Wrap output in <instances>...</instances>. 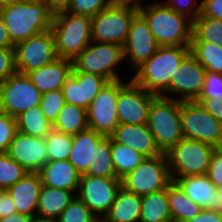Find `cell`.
I'll use <instances>...</instances> for the list:
<instances>
[{"label": "cell", "instance_id": "obj_1", "mask_svg": "<svg viewBox=\"0 0 222 222\" xmlns=\"http://www.w3.org/2000/svg\"><path fill=\"white\" fill-rule=\"evenodd\" d=\"M190 54V47L159 46L154 55L137 67L131 80L156 95L169 98V84L178 66Z\"/></svg>", "mask_w": 222, "mask_h": 222}, {"label": "cell", "instance_id": "obj_2", "mask_svg": "<svg viewBox=\"0 0 222 222\" xmlns=\"http://www.w3.org/2000/svg\"><path fill=\"white\" fill-rule=\"evenodd\" d=\"M53 14L44 3L18 0L0 6V16L14 46L31 36L50 30Z\"/></svg>", "mask_w": 222, "mask_h": 222}, {"label": "cell", "instance_id": "obj_3", "mask_svg": "<svg viewBox=\"0 0 222 222\" xmlns=\"http://www.w3.org/2000/svg\"><path fill=\"white\" fill-rule=\"evenodd\" d=\"M152 1L139 12L159 46L190 47L193 20L163 3Z\"/></svg>", "mask_w": 222, "mask_h": 222}, {"label": "cell", "instance_id": "obj_4", "mask_svg": "<svg viewBox=\"0 0 222 222\" xmlns=\"http://www.w3.org/2000/svg\"><path fill=\"white\" fill-rule=\"evenodd\" d=\"M51 30L59 58L74 60L92 42L91 17L65 10L54 12Z\"/></svg>", "mask_w": 222, "mask_h": 222}, {"label": "cell", "instance_id": "obj_5", "mask_svg": "<svg viewBox=\"0 0 222 222\" xmlns=\"http://www.w3.org/2000/svg\"><path fill=\"white\" fill-rule=\"evenodd\" d=\"M181 101L156 96L150 105L147 126L162 153L168 152L182 138Z\"/></svg>", "mask_w": 222, "mask_h": 222}, {"label": "cell", "instance_id": "obj_6", "mask_svg": "<svg viewBox=\"0 0 222 222\" xmlns=\"http://www.w3.org/2000/svg\"><path fill=\"white\" fill-rule=\"evenodd\" d=\"M125 61L124 47L114 43L92 41L86 49L73 60L75 72H87L100 75L109 82L122 78L117 67ZM117 70V71H116Z\"/></svg>", "mask_w": 222, "mask_h": 222}, {"label": "cell", "instance_id": "obj_7", "mask_svg": "<svg viewBox=\"0 0 222 222\" xmlns=\"http://www.w3.org/2000/svg\"><path fill=\"white\" fill-rule=\"evenodd\" d=\"M213 150L198 140L182 138L166 152L171 178L206 174Z\"/></svg>", "mask_w": 222, "mask_h": 222}, {"label": "cell", "instance_id": "obj_8", "mask_svg": "<svg viewBox=\"0 0 222 222\" xmlns=\"http://www.w3.org/2000/svg\"><path fill=\"white\" fill-rule=\"evenodd\" d=\"M171 182L166 153L146 157L134 170L121 179L122 187L138 196L165 189Z\"/></svg>", "mask_w": 222, "mask_h": 222}, {"label": "cell", "instance_id": "obj_9", "mask_svg": "<svg viewBox=\"0 0 222 222\" xmlns=\"http://www.w3.org/2000/svg\"><path fill=\"white\" fill-rule=\"evenodd\" d=\"M180 119L184 138L222 147V124L198 102L181 101Z\"/></svg>", "mask_w": 222, "mask_h": 222}, {"label": "cell", "instance_id": "obj_10", "mask_svg": "<svg viewBox=\"0 0 222 222\" xmlns=\"http://www.w3.org/2000/svg\"><path fill=\"white\" fill-rule=\"evenodd\" d=\"M41 94L26 74L16 72L0 82V112L16 118L22 112L39 106Z\"/></svg>", "mask_w": 222, "mask_h": 222}, {"label": "cell", "instance_id": "obj_11", "mask_svg": "<svg viewBox=\"0 0 222 222\" xmlns=\"http://www.w3.org/2000/svg\"><path fill=\"white\" fill-rule=\"evenodd\" d=\"M138 13L129 8L115 6L105 8L91 17L92 41L123 46L131 23Z\"/></svg>", "mask_w": 222, "mask_h": 222}, {"label": "cell", "instance_id": "obj_12", "mask_svg": "<svg viewBox=\"0 0 222 222\" xmlns=\"http://www.w3.org/2000/svg\"><path fill=\"white\" fill-rule=\"evenodd\" d=\"M14 52L16 70L22 74L41 68L58 58L55 36L51 29L16 44Z\"/></svg>", "mask_w": 222, "mask_h": 222}, {"label": "cell", "instance_id": "obj_13", "mask_svg": "<svg viewBox=\"0 0 222 222\" xmlns=\"http://www.w3.org/2000/svg\"><path fill=\"white\" fill-rule=\"evenodd\" d=\"M156 95L135 84L131 79L119 80L117 116L120 124H147L149 109Z\"/></svg>", "mask_w": 222, "mask_h": 222}, {"label": "cell", "instance_id": "obj_14", "mask_svg": "<svg viewBox=\"0 0 222 222\" xmlns=\"http://www.w3.org/2000/svg\"><path fill=\"white\" fill-rule=\"evenodd\" d=\"M122 187L119 178L80 175L77 196L101 221Z\"/></svg>", "mask_w": 222, "mask_h": 222}, {"label": "cell", "instance_id": "obj_15", "mask_svg": "<svg viewBox=\"0 0 222 222\" xmlns=\"http://www.w3.org/2000/svg\"><path fill=\"white\" fill-rule=\"evenodd\" d=\"M119 80L108 82L93 99L87 109L89 129L110 137L119 125L117 116V99Z\"/></svg>", "mask_w": 222, "mask_h": 222}, {"label": "cell", "instance_id": "obj_16", "mask_svg": "<svg viewBox=\"0 0 222 222\" xmlns=\"http://www.w3.org/2000/svg\"><path fill=\"white\" fill-rule=\"evenodd\" d=\"M178 73L171 77L169 99L196 100L204 86L206 69L189 54L178 66Z\"/></svg>", "mask_w": 222, "mask_h": 222}, {"label": "cell", "instance_id": "obj_17", "mask_svg": "<svg viewBox=\"0 0 222 222\" xmlns=\"http://www.w3.org/2000/svg\"><path fill=\"white\" fill-rule=\"evenodd\" d=\"M123 47L125 61L131 65L128 67L131 68V72L149 60L157 51L159 45L150 31L147 21L140 13L134 17Z\"/></svg>", "mask_w": 222, "mask_h": 222}, {"label": "cell", "instance_id": "obj_18", "mask_svg": "<svg viewBox=\"0 0 222 222\" xmlns=\"http://www.w3.org/2000/svg\"><path fill=\"white\" fill-rule=\"evenodd\" d=\"M6 154L28 172H38L48 162L45 138L33 137L19 131L14 135Z\"/></svg>", "mask_w": 222, "mask_h": 222}, {"label": "cell", "instance_id": "obj_19", "mask_svg": "<svg viewBox=\"0 0 222 222\" xmlns=\"http://www.w3.org/2000/svg\"><path fill=\"white\" fill-rule=\"evenodd\" d=\"M109 81L97 74L72 71L61 88L65 103L88 109L99 91Z\"/></svg>", "mask_w": 222, "mask_h": 222}, {"label": "cell", "instance_id": "obj_20", "mask_svg": "<svg viewBox=\"0 0 222 222\" xmlns=\"http://www.w3.org/2000/svg\"><path fill=\"white\" fill-rule=\"evenodd\" d=\"M183 192L202 209L222 213V189H218L206 174L172 178Z\"/></svg>", "mask_w": 222, "mask_h": 222}, {"label": "cell", "instance_id": "obj_21", "mask_svg": "<svg viewBox=\"0 0 222 222\" xmlns=\"http://www.w3.org/2000/svg\"><path fill=\"white\" fill-rule=\"evenodd\" d=\"M110 137L116 143L131 147L146 157H155L162 154L147 124L129 125L119 123Z\"/></svg>", "mask_w": 222, "mask_h": 222}, {"label": "cell", "instance_id": "obj_22", "mask_svg": "<svg viewBox=\"0 0 222 222\" xmlns=\"http://www.w3.org/2000/svg\"><path fill=\"white\" fill-rule=\"evenodd\" d=\"M73 69V61L57 58L52 63L32 70L26 75L41 93L60 90Z\"/></svg>", "mask_w": 222, "mask_h": 222}, {"label": "cell", "instance_id": "obj_23", "mask_svg": "<svg viewBox=\"0 0 222 222\" xmlns=\"http://www.w3.org/2000/svg\"><path fill=\"white\" fill-rule=\"evenodd\" d=\"M42 186L38 172H27L22 179L7 189L19 214L36 215Z\"/></svg>", "mask_w": 222, "mask_h": 222}, {"label": "cell", "instance_id": "obj_24", "mask_svg": "<svg viewBox=\"0 0 222 222\" xmlns=\"http://www.w3.org/2000/svg\"><path fill=\"white\" fill-rule=\"evenodd\" d=\"M38 174L43 186L78 192L80 174L68 160L48 161Z\"/></svg>", "mask_w": 222, "mask_h": 222}, {"label": "cell", "instance_id": "obj_25", "mask_svg": "<svg viewBox=\"0 0 222 222\" xmlns=\"http://www.w3.org/2000/svg\"><path fill=\"white\" fill-rule=\"evenodd\" d=\"M103 137L89 128L73 135L68 161L80 175H84L88 169H94L95 144Z\"/></svg>", "mask_w": 222, "mask_h": 222}, {"label": "cell", "instance_id": "obj_26", "mask_svg": "<svg viewBox=\"0 0 222 222\" xmlns=\"http://www.w3.org/2000/svg\"><path fill=\"white\" fill-rule=\"evenodd\" d=\"M140 213L141 196L128 192L121 187L101 222H139Z\"/></svg>", "mask_w": 222, "mask_h": 222}, {"label": "cell", "instance_id": "obj_27", "mask_svg": "<svg viewBox=\"0 0 222 222\" xmlns=\"http://www.w3.org/2000/svg\"><path fill=\"white\" fill-rule=\"evenodd\" d=\"M76 196L74 191L42 186L36 214L57 219Z\"/></svg>", "mask_w": 222, "mask_h": 222}, {"label": "cell", "instance_id": "obj_28", "mask_svg": "<svg viewBox=\"0 0 222 222\" xmlns=\"http://www.w3.org/2000/svg\"><path fill=\"white\" fill-rule=\"evenodd\" d=\"M139 222H172L168 186L160 191L141 196Z\"/></svg>", "mask_w": 222, "mask_h": 222}, {"label": "cell", "instance_id": "obj_29", "mask_svg": "<svg viewBox=\"0 0 222 222\" xmlns=\"http://www.w3.org/2000/svg\"><path fill=\"white\" fill-rule=\"evenodd\" d=\"M168 200L172 222H187L203 210L183 192L175 181L168 185Z\"/></svg>", "mask_w": 222, "mask_h": 222}, {"label": "cell", "instance_id": "obj_30", "mask_svg": "<svg viewBox=\"0 0 222 222\" xmlns=\"http://www.w3.org/2000/svg\"><path fill=\"white\" fill-rule=\"evenodd\" d=\"M17 131L33 137L45 138L53 129V123L42 112L40 106H34L16 117Z\"/></svg>", "mask_w": 222, "mask_h": 222}, {"label": "cell", "instance_id": "obj_31", "mask_svg": "<svg viewBox=\"0 0 222 222\" xmlns=\"http://www.w3.org/2000/svg\"><path fill=\"white\" fill-rule=\"evenodd\" d=\"M87 110L65 103L53 123V129L62 133L75 135L88 129Z\"/></svg>", "mask_w": 222, "mask_h": 222}, {"label": "cell", "instance_id": "obj_32", "mask_svg": "<svg viewBox=\"0 0 222 222\" xmlns=\"http://www.w3.org/2000/svg\"><path fill=\"white\" fill-rule=\"evenodd\" d=\"M111 156L114 170L120 180L134 170L146 158L141 152H138L131 147L116 143L112 138Z\"/></svg>", "mask_w": 222, "mask_h": 222}, {"label": "cell", "instance_id": "obj_33", "mask_svg": "<svg viewBox=\"0 0 222 222\" xmlns=\"http://www.w3.org/2000/svg\"><path fill=\"white\" fill-rule=\"evenodd\" d=\"M190 54L207 70L222 74V47L215 43L191 41Z\"/></svg>", "mask_w": 222, "mask_h": 222}, {"label": "cell", "instance_id": "obj_34", "mask_svg": "<svg viewBox=\"0 0 222 222\" xmlns=\"http://www.w3.org/2000/svg\"><path fill=\"white\" fill-rule=\"evenodd\" d=\"M96 177L118 178L111 156V137L104 136L95 144L94 169L85 173Z\"/></svg>", "mask_w": 222, "mask_h": 222}, {"label": "cell", "instance_id": "obj_35", "mask_svg": "<svg viewBox=\"0 0 222 222\" xmlns=\"http://www.w3.org/2000/svg\"><path fill=\"white\" fill-rule=\"evenodd\" d=\"M191 41L215 43L222 47V20L200 14L193 20Z\"/></svg>", "mask_w": 222, "mask_h": 222}, {"label": "cell", "instance_id": "obj_36", "mask_svg": "<svg viewBox=\"0 0 222 222\" xmlns=\"http://www.w3.org/2000/svg\"><path fill=\"white\" fill-rule=\"evenodd\" d=\"M48 161L69 160L73 144V135L52 129L45 137Z\"/></svg>", "mask_w": 222, "mask_h": 222}, {"label": "cell", "instance_id": "obj_37", "mask_svg": "<svg viewBox=\"0 0 222 222\" xmlns=\"http://www.w3.org/2000/svg\"><path fill=\"white\" fill-rule=\"evenodd\" d=\"M28 171L6 153L0 154V190H7Z\"/></svg>", "mask_w": 222, "mask_h": 222}, {"label": "cell", "instance_id": "obj_38", "mask_svg": "<svg viewBox=\"0 0 222 222\" xmlns=\"http://www.w3.org/2000/svg\"><path fill=\"white\" fill-rule=\"evenodd\" d=\"M57 222H101L99 218L76 196L62 211Z\"/></svg>", "mask_w": 222, "mask_h": 222}, {"label": "cell", "instance_id": "obj_39", "mask_svg": "<svg viewBox=\"0 0 222 222\" xmlns=\"http://www.w3.org/2000/svg\"><path fill=\"white\" fill-rule=\"evenodd\" d=\"M65 104L63 93L60 90H53L41 94L40 108L46 118L54 123L59 112Z\"/></svg>", "mask_w": 222, "mask_h": 222}, {"label": "cell", "instance_id": "obj_40", "mask_svg": "<svg viewBox=\"0 0 222 222\" xmlns=\"http://www.w3.org/2000/svg\"><path fill=\"white\" fill-rule=\"evenodd\" d=\"M109 6L110 0H71L65 11L92 17Z\"/></svg>", "mask_w": 222, "mask_h": 222}, {"label": "cell", "instance_id": "obj_41", "mask_svg": "<svg viewBox=\"0 0 222 222\" xmlns=\"http://www.w3.org/2000/svg\"><path fill=\"white\" fill-rule=\"evenodd\" d=\"M203 98L222 99V74L206 70L204 86L195 101L199 103Z\"/></svg>", "mask_w": 222, "mask_h": 222}, {"label": "cell", "instance_id": "obj_42", "mask_svg": "<svg viewBox=\"0 0 222 222\" xmlns=\"http://www.w3.org/2000/svg\"><path fill=\"white\" fill-rule=\"evenodd\" d=\"M16 132V118L0 112V154L7 152Z\"/></svg>", "mask_w": 222, "mask_h": 222}, {"label": "cell", "instance_id": "obj_43", "mask_svg": "<svg viewBox=\"0 0 222 222\" xmlns=\"http://www.w3.org/2000/svg\"><path fill=\"white\" fill-rule=\"evenodd\" d=\"M161 3L170 7L177 13L183 14L189 17L191 20H195L201 14V1L197 0H165Z\"/></svg>", "mask_w": 222, "mask_h": 222}, {"label": "cell", "instance_id": "obj_44", "mask_svg": "<svg viewBox=\"0 0 222 222\" xmlns=\"http://www.w3.org/2000/svg\"><path fill=\"white\" fill-rule=\"evenodd\" d=\"M206 175L218 188L222 189V147L214 148Z\"/></svg>", "mask_w": 222, "mask_h": 222}, {"label": "cell", "instance_id": "obj_45", "mask_svg": "<svg viewBox=\"0 0 222 222\" xmlns=\"http://www.w3.org/2000/svg\"><path fill=\"white\" fill-rule=\"evenodd\" d=\"M16 72L14 48H0V82Z\"/></svg>", "mask_w": 222, "mask_h": 222}, {"label": "cell", "instance_id": "obj_46", "mask_svg": "<svg viewBox=\"0 0 222 222\" xmlns=\"http://www.w3.org/2000/svg\"><path fill=\"white\" fill-rule=\"evenodd\" d=\"M201 14L205 17L222 20V0H202Z\"/></svg>", "mask_w": 222, "mask_h": 222}, {"label": "cell", "instance_id": "obj_47", "mask_svg": "<svg viewBox=\"0 0 222 222\" xmlns=\"http://www.w3.org/2000/svg\"><path fill=\"white\" fill-rule=\"evenodd\" d=\"M17 212L15 202L7 190H0V218Z\"/></svg>", "mask_w": 222, "mask_h": 222}, {"label": "cell", "instance_id": "obj_48", "mask_svg": "<svg viewBox=\"0 0 222 222\" xmlns=\"http://www.w3.org/2000/svg\"><path fill=\"white\" fill-rule=\"evenodd\" d=\"M199 104L222 124V99L203 98Z\"/></svg>", "mask_w": 222, "mask_h": 222}, {"label": "cell", "instance_id": "obj_49", "mask_svg": "<svg viewBox=\"0 0 222 222\" xmlns=\"http://www.w3.org/2000/svg\"><path fill=\"white\" fill-rule=\"evenodd\" d=\"M187 222H222V213L211 209H203Z\"/></svg>", "mask_w": 222, "mask_h": 222}, {"label": "cell", "instance_id": "obj_50", "mask_svg": "<svg viewBox=\"0 0 222 222\" xmlns=\"http://www.w3.org/2000/svg\"><path fill=\"white\" fill-rule=\"evenodd\" d=\"M143 1L145 0H110V6L129 8L140 12L146 6Z\"/></svg>", "mask_w": 222, "mask_h": 222}, {"label": "cell", "instance_id": "obj_51", "mask_svg": "<svg viewBox=\"0 0 222 222\" xmlns=\"http://www.w3.org/2000/svg\"><path fill=\"white\" fill-rule=\"evenodd\" d=\"M0 48H14V45L12 44L8 31L4 25V21L2 17L0 16Z\"/></svg>", "mask_w": 222, "mask_h": 222}, {"label": "cell", "instance_id": "obj_52", "mask_svg": "<svg viewBox=\"0 0 222 222\" xmlns=\"http://www.w3.org/2000/svg\"><path fill=\"white\" fill-rule=\"evenodd\" d=\"M71 0H46V5L53 11L65 10Z\"/></svg>", "mask_w": 222, "mask_h": 222}, {"label": "cell", "instance_id": "obj_53", "mask_svg": "<svg viewBox=\"0 0 222 222\" xmlns=\"http://www.w3.org/2000/svg\"><path fill=\"white\" fill-rule=\"evenodd\" d=\"M31 216L19 214L18 212L13 213L5 218H0V222H30Z\"/></svg>", "mask_w": 222, "mask_h": 222}, {"label": "cell", "instance_id": "obj_54", "mask_svg": "<svg viewBox=\"0 0 222 222\" xmlns=\"http://www.w3.org/2000/svg\"><path fill=\"white\" fill-rule=\"evenodd\" d=\"M30 222H57V219L45 217V216H40V215L36 214V215L31 216Z\"/></svg>", "mask_w": 222, "mask_h": 222}, {"label": "cell", "instance_id": "obj_55", "mask_svg": "<svg viewBox=\"0 0 222 222\" xmlns=\"http://www.w3.org/2000/svg\"><path fill=\"white\" fill-rule=\"evenodd\" d=\"M26 2H32V3H44L46 4V0H23Z\"/></svg>", "mask_w": 222, "mask_h": 222}, {"label": "cell", "instance_id": "obj_56", "mask_svg": "<svg viewBox=\"0 0 222 222\" xmlns=\"http://www.w3.org/2000/svg\"><path fill=\"white\" fill-rule=\"evenodd\" d=\"M13 1H18V0H0V6L4 5V4H8L11 3Z\"/></svg>", "mask_w": 222, "mask_h": 222}]
</instances>
